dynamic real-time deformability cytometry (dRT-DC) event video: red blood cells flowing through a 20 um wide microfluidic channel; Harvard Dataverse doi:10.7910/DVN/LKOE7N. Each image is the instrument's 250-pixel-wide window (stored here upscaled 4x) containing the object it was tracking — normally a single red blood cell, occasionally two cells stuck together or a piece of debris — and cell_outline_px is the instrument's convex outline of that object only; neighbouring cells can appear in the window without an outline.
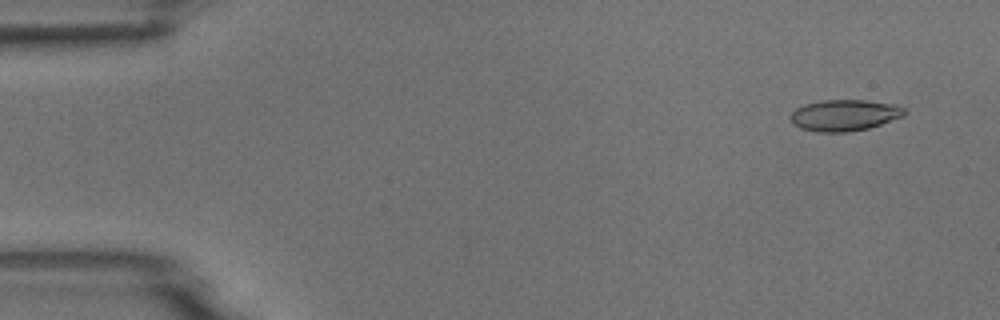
{"species": "common noctule bat (a hibernating species)", "species_latin": "Nyctalus noctula", "temperature_condition": "room temperature", "stored_images_in_passage": 4, "camera_frame_rate_fps": 3000, "um_per_image_px": 0.085, "animal": {"sex": "male", "body_mass_g": 18.8}, "frame": {"image": 1, "passage_image": 1, "time_ms": 0.0, "image_size_px": [1000, 320], "cell_outline_px": [[908, 112], [904, 116], [868, 128], [848, 132], [816, 132], [800, 128], [788, 116], [796, 108], [804, 104], [820, 100], [864, 100], [900, 104]], "centroid_in_image_um": [71.81, 9.78], "position_along_channel_um": 13.2, "area_um2": 20.98}}
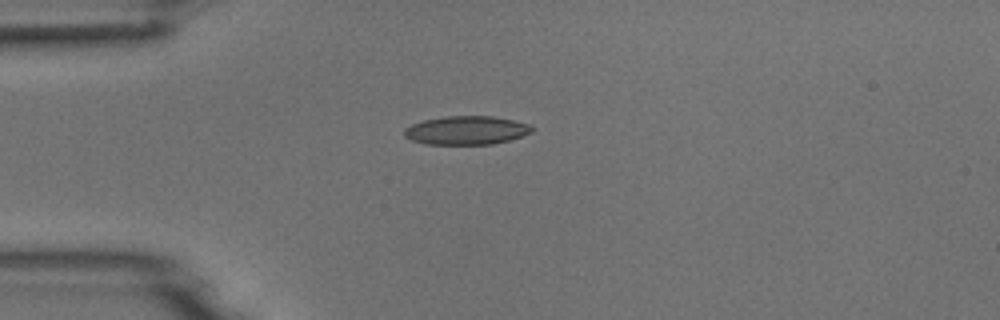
{"frame": {"image": 2, "passage_image": 4, "time_ms": 3.333, "image_size_px": [1000, 320], "cell_outline_px": [[536, 128], [532, 132], [508, 140], [492, 144], [424, 144], [412, 140], [404, 136], [404, 128], [412, 124], [424, 120], [448, 116], [492, 116], [532, 124]], "centroid_in_image_um": [39.66, 11.07], "position_along_channel_um": 45.3, "area_um2": 21.27}}